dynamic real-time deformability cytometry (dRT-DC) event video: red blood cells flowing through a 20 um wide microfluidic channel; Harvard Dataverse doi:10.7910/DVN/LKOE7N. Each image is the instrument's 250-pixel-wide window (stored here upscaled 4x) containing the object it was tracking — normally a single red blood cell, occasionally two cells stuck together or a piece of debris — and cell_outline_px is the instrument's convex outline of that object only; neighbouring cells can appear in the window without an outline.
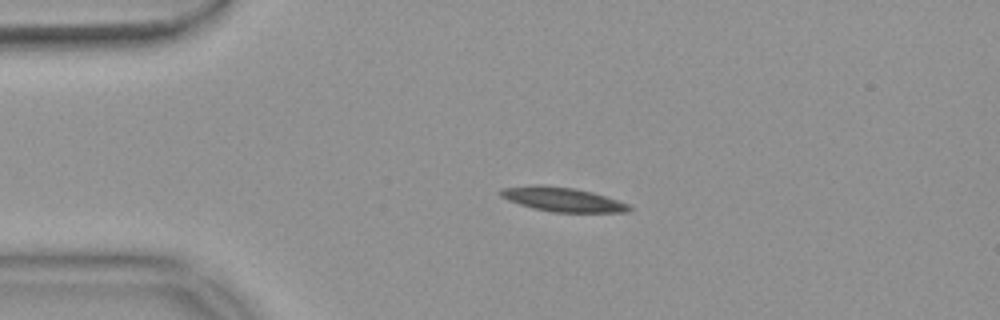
{"species": "common noctule bat (a hibernating species)", "species_latin": "Nyctalus noctula", "temperature_condition": "warm", "stored_images_in_passage": 44, "camera_frame_rate_fps": 3000, "um_per_image_px": 0.085, "animal": {"sex": "female", "body_mass_g": 18.4}, "frame": {"image": 1, "passage_image": 1, "time_ms": 0.0, "image_size_px": [1000, 320], "cell_outline_px": [[632, 208], [628, 212], [552, 212], [532, 208], [508, 200], [500, 196], [496, 192], [500, 188], [532, 184], [544, 184], [576, 188], [592, 192], [628, 204]], "centroid_in_image_um": [47.72, 16.93], "position_along_channel_um": 37.3, "area_um2": 18.38}}
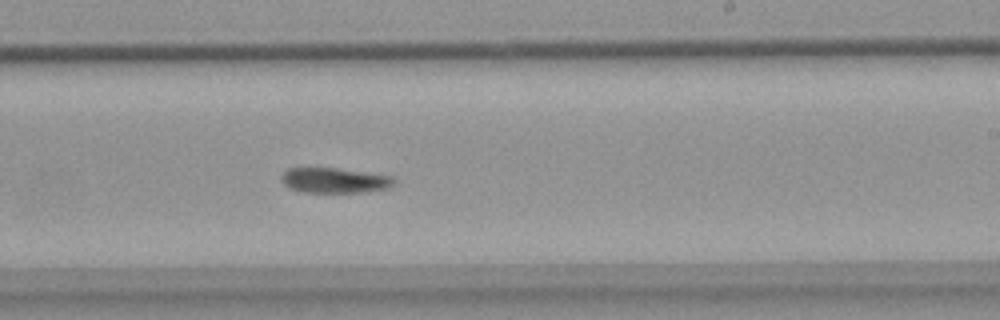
{"frame": {"image": 2, "passage_image": 22, "time_ms": 7.0, "image_size_px": [1000, 320], "cell_outline_px": [[396, 184], [388, 188], [360, 192], [304, 192], [288, 188], [280, 180], [280, 176], [288, 168], [336, 168], [392, 176], [396, 180]], "centroid_in_image_um": [28.42, 15.33], "position_along_channel_um": 260.6, "area_um2": 16.53}}
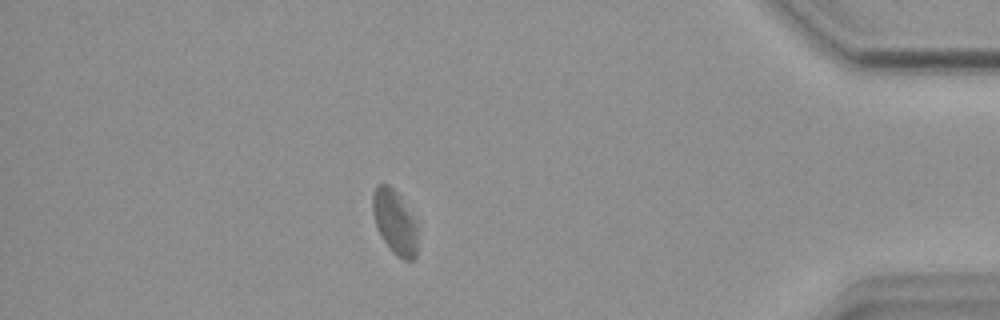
{"frame": {"image": 3, "passage_image": 37, "time_ms": 12.0, "image_size_px": [1000, 320], "cell_outline_px": [[416, 256], [412, 260], [404, 260], [392, 252], [384, 240], [376, 224], [372, 212], [372, 192], [376, 184], [388, 184], [396, 192], [416, 224]], "centroid_in_image_um": [33.51, 18.86], "position_along_channel_um": 401.7, "area_um2": 16.3}}